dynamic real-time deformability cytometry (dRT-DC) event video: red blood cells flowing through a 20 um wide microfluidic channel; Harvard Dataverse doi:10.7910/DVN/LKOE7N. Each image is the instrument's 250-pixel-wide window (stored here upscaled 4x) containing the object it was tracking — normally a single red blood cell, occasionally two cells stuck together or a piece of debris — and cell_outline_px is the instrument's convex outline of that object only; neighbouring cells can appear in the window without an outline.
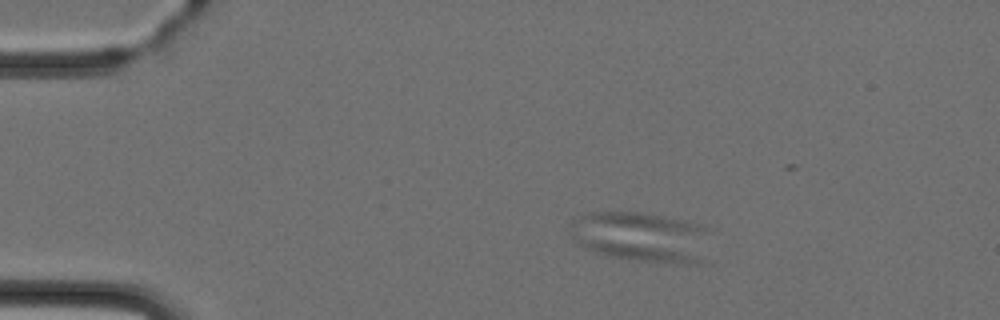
{"species": "Egyptian fruit bat (a non-hibernating species)", "species_latin": "Rousettus aegyptiacus", "temperature_condition": "cold", "stored_images_in_passage": 7, "camera_frame_rate_fps": 3000, "um_per_image_px": 0.085, "animal": {"sex": "female"}, "frame": {"image": 1, "passage_image": 4, "time_ms": 3.333, "image_size_px": [1000, 320], "cell_outline_px": [[708, 228], [700, 264], [684, 264], [636, 260], [612, 256], [584, 248], [572, 240], [572, 236], [580, 216], [588, 212], [636, 212], [660, 216], [700, 224]], "centroid_in_image_um": [54.53, 20.15], "position_along_channel_um": 30.5, "area_um2": 39.77}}